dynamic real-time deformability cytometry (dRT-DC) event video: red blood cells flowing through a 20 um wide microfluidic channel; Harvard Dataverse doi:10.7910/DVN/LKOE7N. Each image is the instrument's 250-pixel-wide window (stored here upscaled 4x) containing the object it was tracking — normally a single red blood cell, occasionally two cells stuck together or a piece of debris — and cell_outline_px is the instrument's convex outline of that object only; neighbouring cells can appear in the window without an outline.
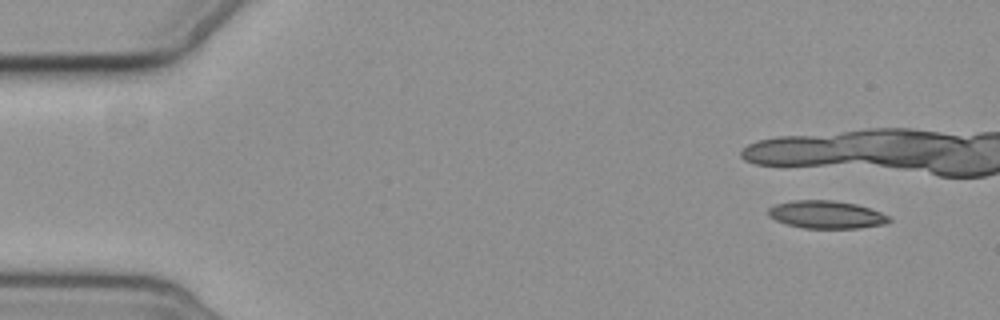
{"species": "common noctule bat (a hibernating species)", "species_latin": "Nyctalus noctula", "temperature_condition": "cold", "stored_images_in_passage": 7, "camera_frame_rate_fps": 3000, "um_per_image_px": 0.085, "animal": {"sex": "female", "body_mass_g": 19.3, "forearm_length_mm": 54.1}, "frame": {"image": 1, "passage_image": 1, "time_ms": 0.0, "image_size_px": [1000, 320], "cell_outline_px": [[892, 220], [888, 224], [860, 228], [804, 228], [788, 224], [776, 220], [768, 216], [768, 208], [776, 204], [792, 200], [832, 200], [856, 204], [880, 212], [888, 216]], "centroid_in_image_um": [70.25, 18.24], "position_along_channel_um": 14.7, "area_um2": 19.54}}